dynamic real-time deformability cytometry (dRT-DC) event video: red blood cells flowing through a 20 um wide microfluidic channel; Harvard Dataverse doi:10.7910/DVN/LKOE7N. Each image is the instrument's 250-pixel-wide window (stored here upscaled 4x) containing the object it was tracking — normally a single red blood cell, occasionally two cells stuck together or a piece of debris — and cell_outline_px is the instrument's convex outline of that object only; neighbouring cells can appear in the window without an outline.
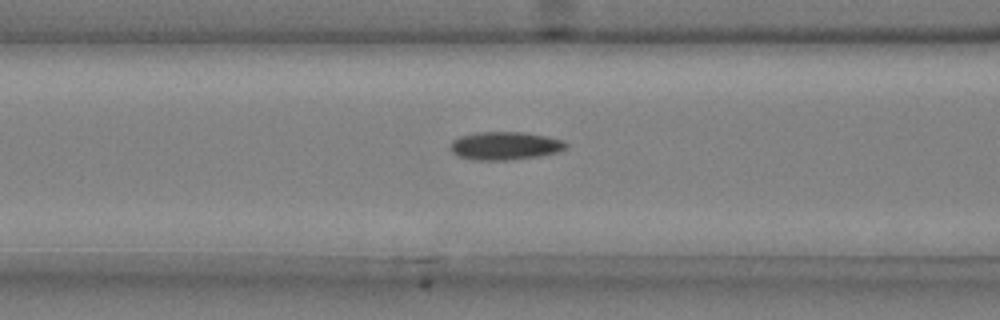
{"species": "common noctule bat (a hibernating species)", "species_latin": "Nyctalus noctula", "temperature_condition": "cold", "stored_images_in_passage": 37, "camera_frame_rate_fps": 3000, "um_per_image_px": 0.085, "animal": {"sex": "male", "body_mass_g": 20.4}, "frame": {"image": 1, "passage_image": 9, "time_ms": 2.667, "image_size_px": [1000, 320], "cell_outline_px": [[568, 148], [560, 152], [540, 156], [508, 160], [476, 160], [456, 156], [448, 148], [452, 140], [460, 136], [480, 132], [524, 132], [548, 136], [564, 140], [568, 144]], "centroid_in_image_um": [42.95, 12.39], "position_along_channel_um": 123.6, "area_um2": 19.31}}
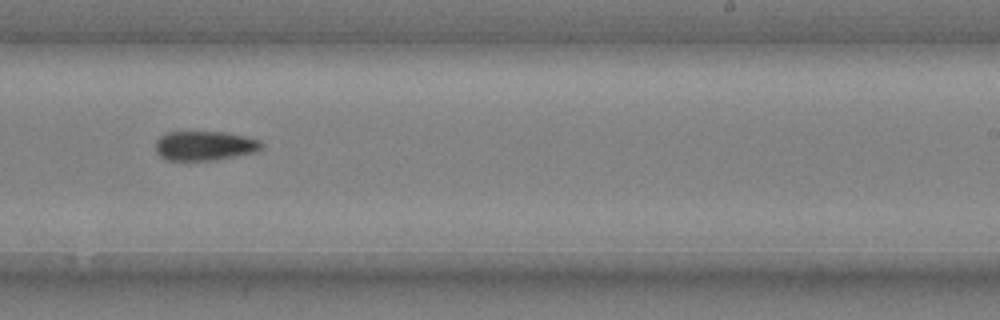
{"frame": {"image": 2, "passage_image": 21, "time_ms": 6.667, "image_size_px": [1000, 320], "cell_outline_px": [[264, 148], [256, 152], [216, 160], [164, 160], [156, 152], [156, 140], [160, 136], [168, 132], [224, 132], [244, 136], [260, 140], [264, 144]], "centroid_in_image_um": [17.42, 12.39], "position_along_channel_um": 271.6, "area_um2": 18.32}}
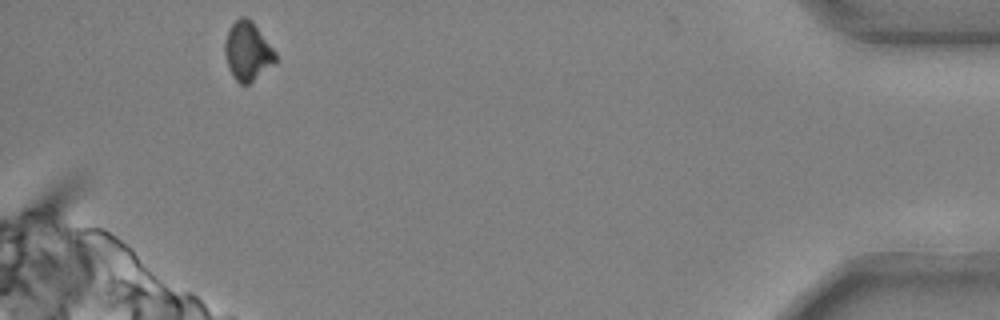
{"frame": {"image": 3, "passage_image": 37, "time_ms": 12.0, "image_size_px": [1000, 320], "cell_outline_px": [[276, 60], [248, 84], [240, 84], [232, 76], [228, 68], [224, 52], [224, 40], [228, 28], [240, 16], [244, 16], [252, 20], [276, 52]], "centroid_in_image_um": [21.0, 4.31], "position_along_channel_um": 414.2, "area_um2": 17.22}}